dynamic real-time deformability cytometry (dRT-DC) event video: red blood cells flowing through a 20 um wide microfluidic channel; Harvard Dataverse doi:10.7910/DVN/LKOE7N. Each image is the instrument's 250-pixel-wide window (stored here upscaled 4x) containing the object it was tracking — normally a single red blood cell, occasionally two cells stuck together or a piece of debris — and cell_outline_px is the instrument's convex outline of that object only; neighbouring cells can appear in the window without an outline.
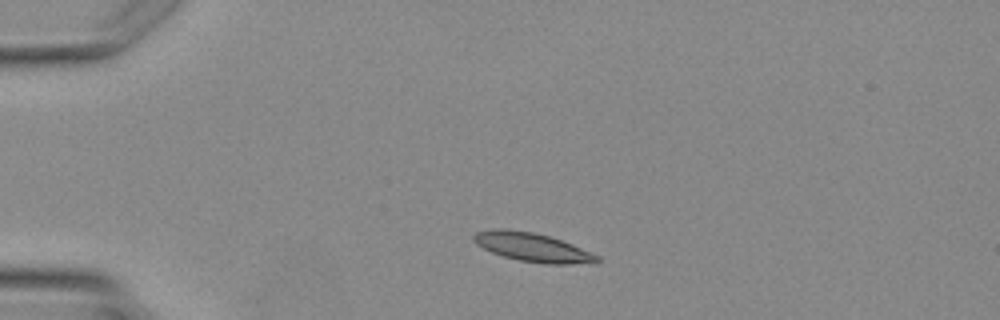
{"species": "Egyptian fruit bat (a non-hibernating species)", "species_latin": "Rousettus aegyptiacus", "temperature_condition": "warm", "stored_images_in_passage": 3, "camera_frame_rate_fps": 3000, "um_per_image_px": 0.085, "animal": {"sex": "female"}, "frame": {"image": 1, "passage_image": 1, "time_ms": 0.0, "image_size_px": [1000, 320], "cell_outline_px": [[600, 260], [596, 264], [548, 264], [520, 260], [504, 256], [492, 252], [476, 244], [472, 240], [472, 236], [476, 232], [492, 228], [508, 228], [532, 232], [548, 236], [560, 240], [600, 256]], "centroid_in_image_um": [45.25, 21.01], "position_along_channel_um": 39.7, "area_um2": 20.69}}